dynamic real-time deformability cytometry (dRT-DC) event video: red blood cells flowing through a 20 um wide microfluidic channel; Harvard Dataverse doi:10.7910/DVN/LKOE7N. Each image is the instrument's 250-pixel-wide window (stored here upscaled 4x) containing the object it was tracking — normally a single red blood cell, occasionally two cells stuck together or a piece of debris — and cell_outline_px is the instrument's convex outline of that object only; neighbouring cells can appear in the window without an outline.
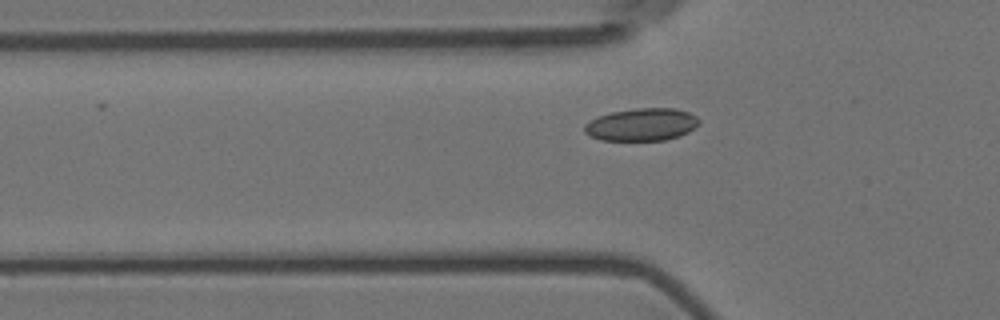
{"species": "Egyptian fruit bat (a non-hibernating species)", "species_latin": "Rousettus aegyptiacus", "temperature_condition": "room temperature", "stored_images_in_passage": 31, "camera_frame_rate_fps": 3000, "um_per_image_px": 0.085, "animal": {"sex": "female"}, "frame": {"image": 1, "passage_image": 2, "time_ms": 0.333, "image_size_px": [1000, 320], "cell_outline_px": [[700, 124], [688, 132], [680, 136], [664, 140], [600, 140], [584, 132], [584, 124], [596, 116], [612, 112], [636, 108], [676, 108], [688, 112], [696, 116], [700, 120]], "centroid_in_image_um": [54.55, 10.58], "position_along_channel_um": 71.2, "area_um2": 21.85}}
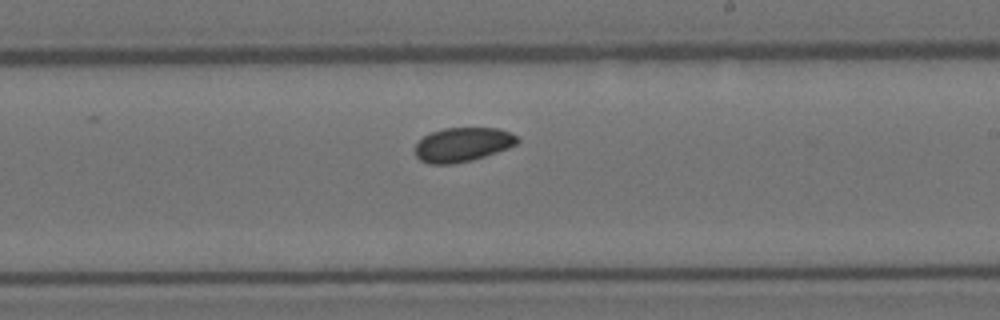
{"frame": {"image": 2, "passage_image": 17, "time_ms": 5.333, "image_size_px": [1000, 320], "cell_outline_px": [[520, 140], [516, 144], [508, 148], [472, 160], [456, 164], [428, 164], [420, 160], [416, 156], [416, 144], [424, 136], [432, 132], [444, 128], [496, 128], [508, 132], [516, 136]], "centroid_in_image_um": [39.3, 12.3], "position_along_channel_um": 249.7, "area_um2": 20.23}}
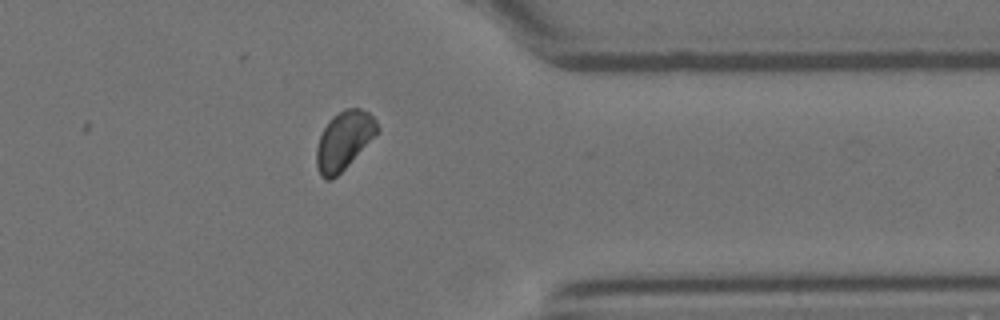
{"frame": {"image": 3, "passage_image": 29, "time_ms": 9.333, "image_size_px": [1000, 320], "cell_outline_px": [[380, 128], [348, 164], [332, 180], [324, 180], [320, 176], [316, 168], [316, 148], [320, 136], [328, 120], [332, 116], [344, 108], [360, 108], [368, 112], [376, 120]], "centroid_in_image_um": [29.19, 11.93], "position_along_channel_um": 382.2, "area_um2": 20.4}, "authors_computed_cell_mechanics": {"area_um2": 20.6346, "velocity_mm_per_s": 3.5565, "shape_relaxation_time_tau1_ms": 2.2548, "shape_relaxation_time_tau2_ms": 6.3577, "deformation_change_tau1": 0.0657, "deformation_change_tau2": 0.0616}}